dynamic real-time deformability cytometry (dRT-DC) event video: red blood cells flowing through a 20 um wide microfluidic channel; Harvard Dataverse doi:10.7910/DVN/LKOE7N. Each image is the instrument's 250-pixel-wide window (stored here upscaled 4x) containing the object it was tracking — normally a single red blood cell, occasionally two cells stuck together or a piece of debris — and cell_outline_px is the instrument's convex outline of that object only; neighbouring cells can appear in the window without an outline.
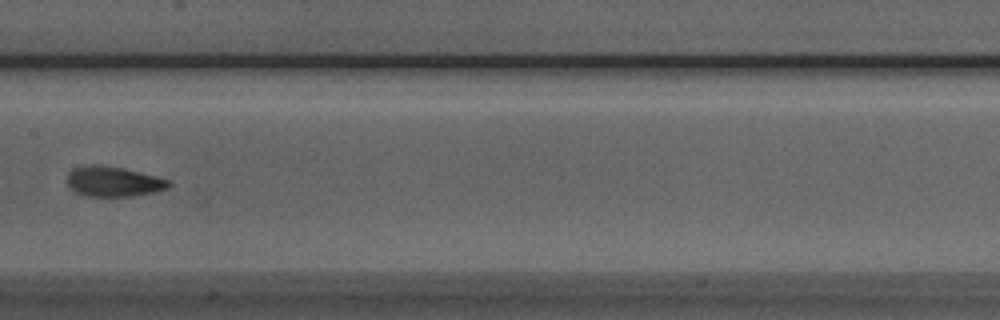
{"species": "Egyptian fruit bat (a non-hibernating species)", "species_latin": "Rousettus aegyptiacus", "temperature_condition": "room temperature", "stored_images_in_passage": 7, "camera_frame_rate_fps": 3000, "um_per_image_px": 0.085, "animal": {"sex": "male"}, "frame": {"image": 1, "passage_image": 6, "time_ms": 6.667, "image_size_px": [1000, 320], "cell_outline_px": [[172, 184], [168, 188], [156, 192], [132, 196], [80, 196], [64, 180], [68, 172], [72, 168], [88, 164], [100, 164], [124, 168], [172, 180]], "centroid_in_image_um": [9.62, 15.42], "position_along_channel_um": 197.8, "area_um2": 18.32}}
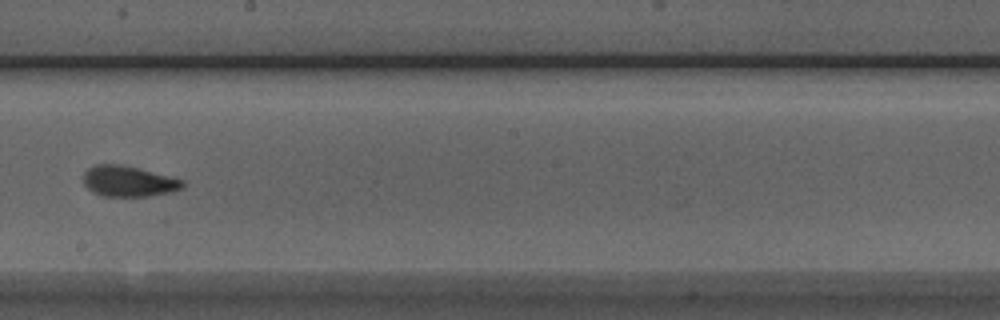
{"frame": {"image": 2, "passage_image": 7, "time_ms": 7.667, "image_size_px": [1000, 320], "cell_outline_px": [[184, 188], [168, 192], [148, 196], [100, 196], [92, 192], [84, 184], [84, 172], [88, 168], [96, 164], [120, 164], [184, 180]], "centroid_in_image_um": [10.89, 15.41], "position_along_channel_um": 237.3, "area_um2": 17.57}}